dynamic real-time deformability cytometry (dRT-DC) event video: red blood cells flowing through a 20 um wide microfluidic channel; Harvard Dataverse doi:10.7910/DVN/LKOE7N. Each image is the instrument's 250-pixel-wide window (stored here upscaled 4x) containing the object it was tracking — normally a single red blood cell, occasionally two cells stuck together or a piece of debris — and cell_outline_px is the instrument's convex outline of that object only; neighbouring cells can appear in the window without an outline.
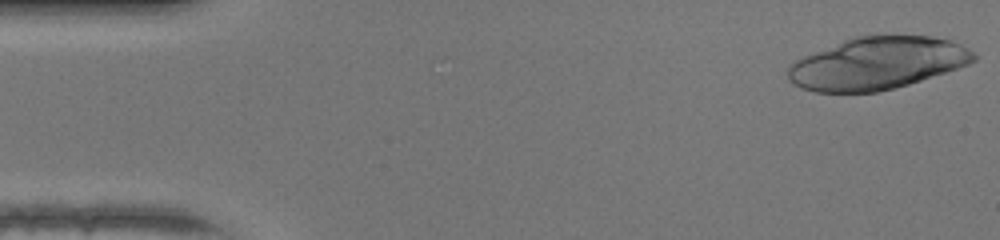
{"species": "human", "species_latin": "Homo sapiens", "temperature_condition": "warm", "stored_images_in_passage": 16, "camera_frame_rate_fps": 3000, "um_per_image_px": 0.085, "donor": {"sex": "female"}, "frame": {"image": 1, "passage_image": 1, "time_ms": 0.0, "image_size_px": [1000, 240], "cell_outline_px": [[976, 60], [968, 64], [896, 88], [876, 92], [816, 92], [800, 88], [792, 84], [788, 80], [788, 68], [796, 60], [804, 56], [852, 36], [880, 32], [888, 32], [932, 36], [952, 40], [968, 48], [976, 56]], "centroid_in_image_um": [74.56, 5.33], "position_along_channel_um": 10.4, "area_um2": 57.63}}